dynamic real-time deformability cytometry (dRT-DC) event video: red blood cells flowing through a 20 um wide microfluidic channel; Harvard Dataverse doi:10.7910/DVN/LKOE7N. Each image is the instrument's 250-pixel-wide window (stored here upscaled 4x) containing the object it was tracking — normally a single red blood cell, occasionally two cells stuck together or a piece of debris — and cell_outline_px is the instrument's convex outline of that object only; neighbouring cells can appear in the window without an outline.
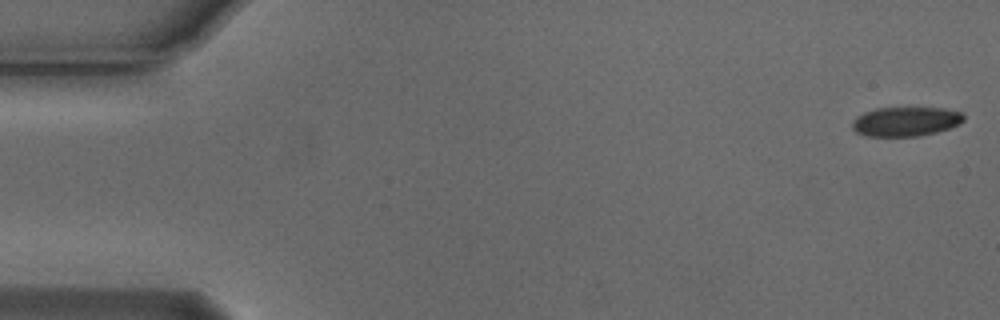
{"species": "Egyptian fruit bat (a non-hibernating species)", "species_latin": "Rousettus aegyptiacus", "temperature_condition": "cold", "stored_images_in_passage": 14, "camera_frame_rate_fps": 3000, "um_per_image_px": 0.085, "animal": {"sex": "male"}, "frame": {"image": 1, "passage_image": 1, "time_ms": 0.0, "image_size_px": [1000, 320], "cell_outline_px": [[964, 120], [960, 124], [936, 132], [920, 136], [864, 136], [856, 132], [852, 128], [852, 120], [856, 116], [864, 112], [876, 108], [944, 108], [960, 112], [964, 116]], "centroid_in_image_um": [76.95, 10.33], "position_along_channel_um": 8.0, "area_um2": 19.13}}
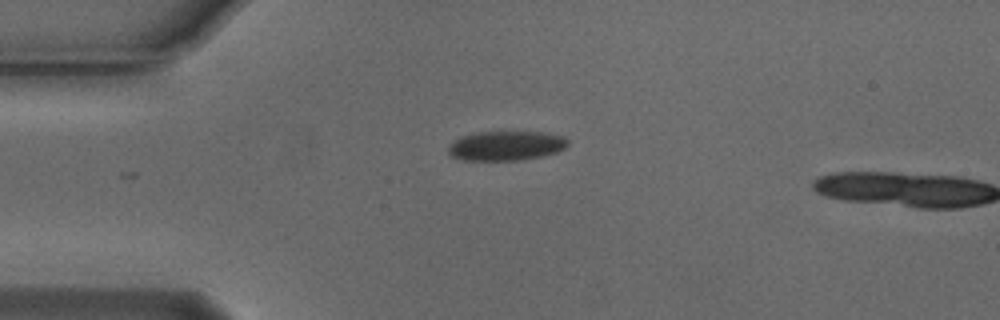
{"frame": {"image": 2, "passage_image": 13, "time_ms": 4.0, "image_size_px": [1000, 320], "cell_outline_px": [[568, 144], [564, 148], [556, 152], [524, 160], [464, 160], [448, 156], [448, 144], [460, 136], [480, 132], [544, 132], [564, 136], [568, 140]], "centroid_in_image_um": [42.98, 12.39], "position_along_channel_um": 42.0, "area_um2": 20.69}}